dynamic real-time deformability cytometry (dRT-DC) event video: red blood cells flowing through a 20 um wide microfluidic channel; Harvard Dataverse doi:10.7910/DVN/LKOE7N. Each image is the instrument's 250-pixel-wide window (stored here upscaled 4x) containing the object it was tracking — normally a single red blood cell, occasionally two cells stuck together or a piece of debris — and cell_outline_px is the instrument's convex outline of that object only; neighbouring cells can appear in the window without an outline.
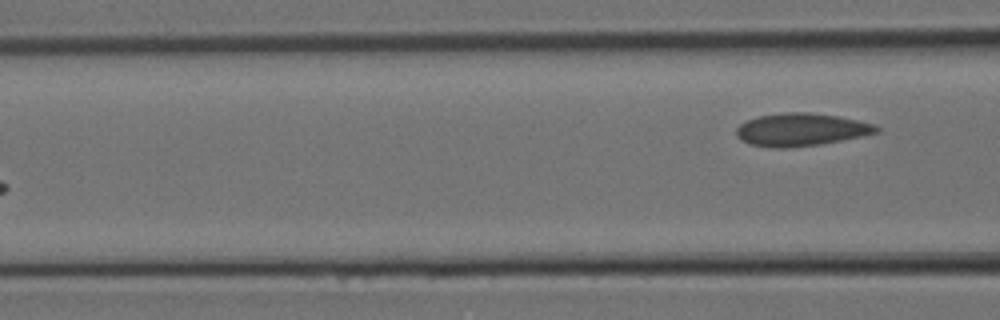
{"species": "Egyptian fruit bat (a non-hibernating species)", "species_latin": "Rousettus aegyptiacus", "temperature_condition": "room temperature", "stored_images_in_passage": 10, "segment_of_instrument_passage": [2, 2], "camera_frame_rate_fps": 3000, "um_per_image_px": 0.085, "animal": {"sex": "female"}, "frame": {"image": 1, "passage_image": 10, "time_ms": 3.0, "image_size_px": [1000, 320], "cell_outline_px": [[880, 132], [864, 136], [820, 144], [788, 148], [772, 148], [748, 144], [740, 140], [736, 136], [736, 128], [740, 124], [748, 120], [760, 116], [784, 112], [808, 112], [840, 116], [876, 124], [880, 128]], "centroid_in_image_um": [68.11, 11.02], "position_along_channel_um": 98.5, "area_um2": 27.05}}